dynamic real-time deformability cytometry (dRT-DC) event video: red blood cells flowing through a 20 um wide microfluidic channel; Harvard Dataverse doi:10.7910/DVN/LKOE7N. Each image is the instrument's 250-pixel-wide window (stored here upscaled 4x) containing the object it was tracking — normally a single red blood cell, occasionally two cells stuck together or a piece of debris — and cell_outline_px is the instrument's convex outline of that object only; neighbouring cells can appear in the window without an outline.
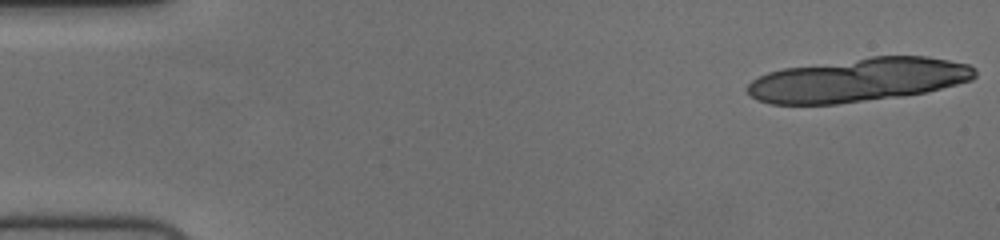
{"species": "human", "species_latin": "Homo sapiens", "temperature_condition": "cold", "stored_images_in_passage": 21, "segment_of_instrument_passage": [1, 2], "camera_frame_rate_fps": 3000, "um_per_image_px": 0.085, "donor": {"sex": "female"}, "frame": {"image": 1, "passage_image": 1, "time_ms": 0.0, "image_size_px": [1000, 240], "cell_outline_px": [[976, 76], [972, 80], [924, 92], [904, 96], [836, 104], [768, 104], [756, 100], [744, 88], [752, 80], [768, 72], [784, 68], [872, 56], [928, 56], [968, 64], [976, 68]], "centroid_in_image_um": [72.95, 6.8], "position_along_channel_um": 12.1, "area_um2": 57.92}}